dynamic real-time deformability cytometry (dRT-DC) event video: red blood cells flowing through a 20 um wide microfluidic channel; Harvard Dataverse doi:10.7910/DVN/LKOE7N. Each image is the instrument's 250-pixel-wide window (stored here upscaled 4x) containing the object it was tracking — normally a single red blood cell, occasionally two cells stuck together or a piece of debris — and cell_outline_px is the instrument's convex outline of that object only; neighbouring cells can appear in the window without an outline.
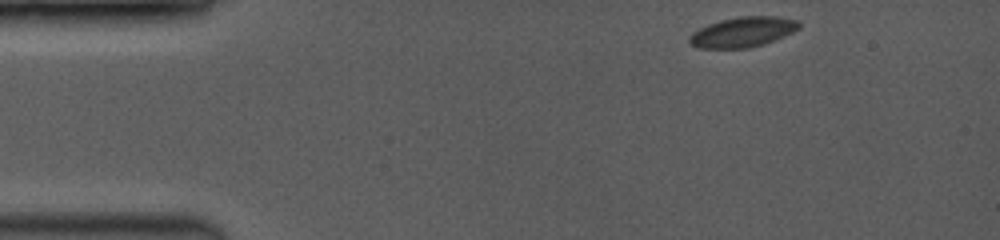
{"species": "common noctule bat (a hibernating species)", "species_latin": "Nyctalus noctula", "temperature_condition": "room temperature", "stored_images_in_passage": 49, "camera_frame_rate_fps": 3500, "um_per_image_px": 0.085, "animal": {"sex": "female", "body_mass_g": 19.0, "forearm_length_mm": 53.3}, "frame": {"image": 1, "passage_image": 1, "time_ms": 0.0, "image_size_px": [1000, 240], "cell_outline_px": [[800, 28], [776, 40], [764, 44], [748, 48], [700, 48], [692, 44], [688, 40], [688, 36], [692, 32], [708, 24], [720, 20], [740, 16], [772, 16], [796, 20], [800, 24]], "centroid_in_image_um": [63.12, 2.72], "position_along_channel_um": 21.9, "area_um2": 19.19}}
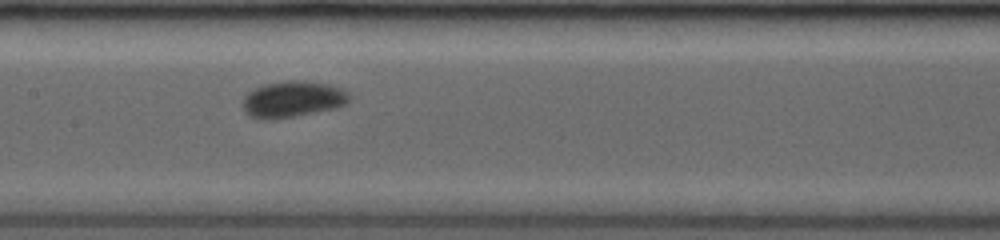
{"frame": {"image": 2, "passage_image": 22, "time_ms": 6.0, "image_size_px": [1000, 240], "cell_outline_px": [[352, 96], [344, 104], [336, 108], [292, 116], [268, 120], [256, 120], [248, 116], [244, 112], [244, 96], [248, 92], [264, 84], [288, 80], [300, 80], [328, 84], [340, 88], [348, 92]], "centroid_in_image_um": [24.85, 8.44], "position_along_channel_um": 182.6, "area_um2": 22.48}}
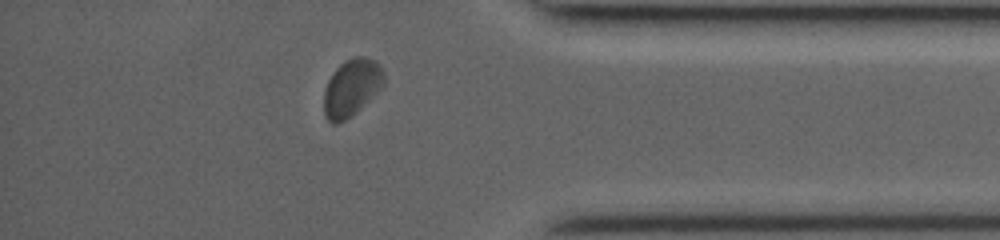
{"frame": {"image": 3, "passage_image": 42, "time_ms": 11.714, "image_size_px": [1000, 240], "cell_outline_px": [[384, 84], [352, 116], [340, 124], [332, 124], [328, 120], [324, 112], [324, 92], [328, 80], [336, 68], [344, 60], [352, 56], [364, 56], [376, 60], [380, 64], [384, 76]], "centroid_in_image_um": [29.87, 7.44], "position_along_channel_um": 405.3, "area_um2": 20.06}, "authors_computed_cell_mechanics": {"area_um2": 20.1144, "velocity_mm_per_s": 4.0434, "shape_relaxation_time_tau1_ms": 4.3409, "shape_relaxation_time_tau2_ms": null, "deformation_change_tau1": 0.0784, "deformation_change_tau2": null}}